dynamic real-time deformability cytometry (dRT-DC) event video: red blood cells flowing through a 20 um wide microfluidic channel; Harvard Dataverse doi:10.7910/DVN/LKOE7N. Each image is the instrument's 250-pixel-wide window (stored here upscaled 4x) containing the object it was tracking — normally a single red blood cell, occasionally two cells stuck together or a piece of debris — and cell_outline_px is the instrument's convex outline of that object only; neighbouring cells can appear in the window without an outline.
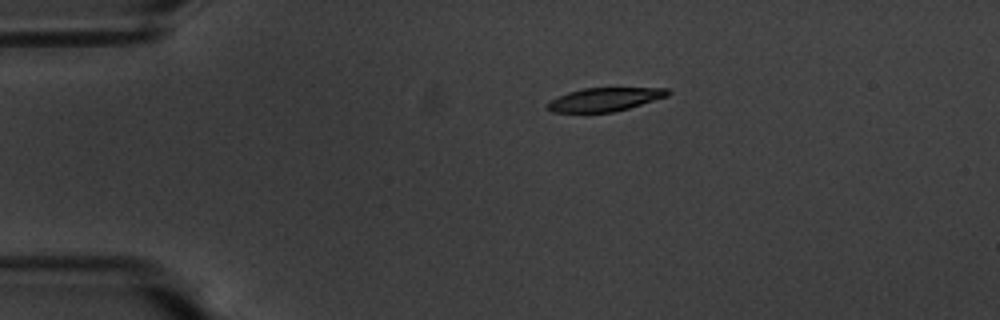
{"species": "common noctule bat (a hibernating species)", "species_latin": "Nyctalus noctula", "temperature_condition": "warm", "stored_images_in_passage": 46, "camera_frame_rate_fps": 3000, "um_per_image_px": 0.085, "animal": {"sex": "male", "body_mass_g": 20.1, "forearm_length_mm": 53.5}, "frame": {"image": 1, "passage_image": 1, "time_ms": 0.0, "image_size_px": [1000, 320], "cell_outline_px": [[672, 92], [668, 96], [628, 108], [612, 112], [552, 112], [548, 108], [548, 104], [552, 100], [568, 92], [584, 88], [668, 88]], "centroid_in_image_um": [51.45, 8.44], "position_along_channel_um": 33.5, "area_um2": 16.18}}
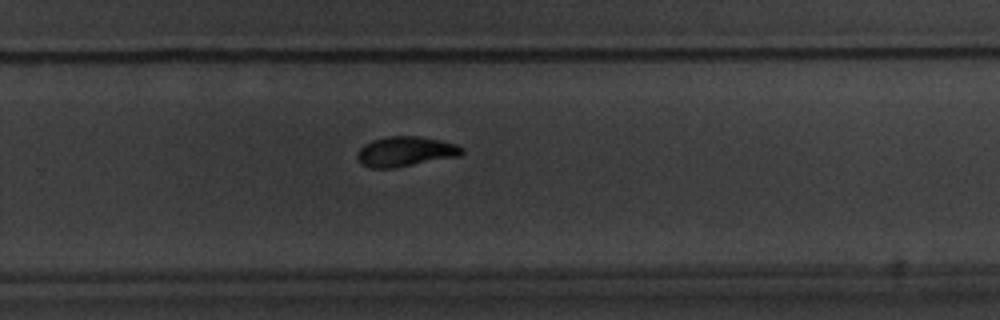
{"frame": {"image": 2, "passage_image": 27, "time_ms": 8.667, "image_size_px": [1000, 320], "cell_outline_px": [[464, 152], [460, 156], [396, 168], [372, 168], [360, 164], [356, 156], [356, 152], [364, 144], [372, 140], [388, 136], [416, 136], [440, 140], [456, 144], [464, 148]], "centroid_in_image_um": [34.45, 12.89], "position_along_channel_um": 295.3, "area_um2": 18.5}}
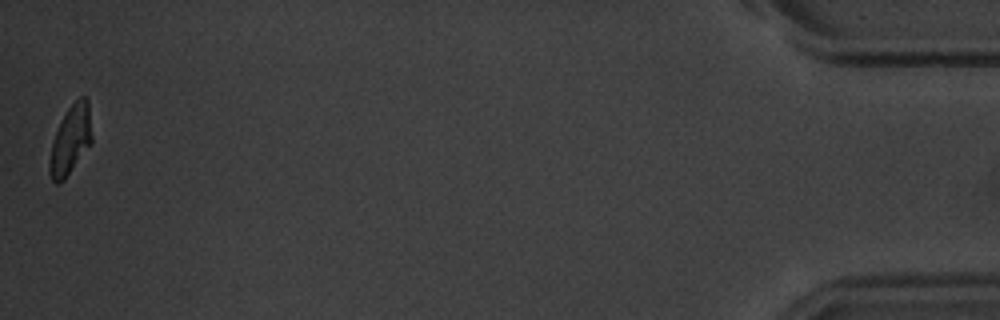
{"frame": {"image": 3, "passage_image": 46, "time_ms": 15.0, "image_size_px": [1000, 320], "cell_outline_px": [[92, 144], [64, 180], [56, 184], [52, 180], [48, 172], [48, 164], [52, 140], [68, 108], [80, 96], [88, 96], [92, 136]], "centroid_in_image_um": [6.0, 11.92], "position_along_channel_um": 429.2, "area_um2": 17.17}, "authors_computed_cell_mechanics": {"area_um2": 18.4093, "velocity_mm_per_s": 3.5413, "shape_relaxation_time_tau1_ms": 2.6257, "shape_relaxation_time_tau2_ms": 3.701, "deformation_change_tau1": 0.1454, "deformation_change_tau2": 0.0773}}